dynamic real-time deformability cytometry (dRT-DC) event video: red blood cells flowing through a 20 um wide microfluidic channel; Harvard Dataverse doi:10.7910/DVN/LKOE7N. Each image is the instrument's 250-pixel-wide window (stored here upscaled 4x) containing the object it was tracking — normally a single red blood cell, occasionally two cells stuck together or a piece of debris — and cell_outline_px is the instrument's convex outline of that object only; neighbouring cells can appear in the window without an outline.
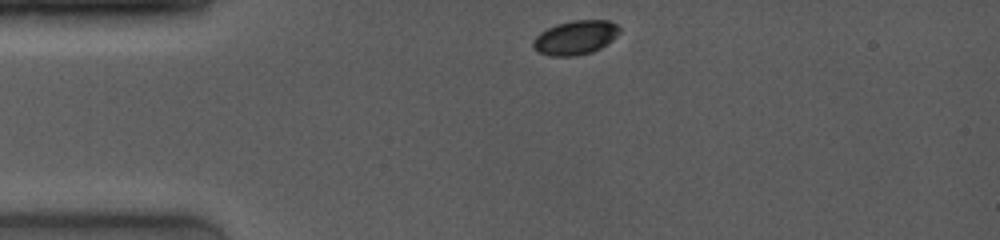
{"species": "common noctule bat (a hibernating species)", "species_latin": "Nyctalus noctula", "temperature_condition": "room temperature", "stored_images_in_passage": 8, "camera_frame_rate_fps": 4000, "um_per_image_px": 0.085, "animal": {"sex": "female", "body_mass_g": 19.0, "forearm_length_mm": 53.3}, "frame": {"image": 1, "passage_image": 1, "time_ms": 0.0, "image_size_px": [1000, 240], "cell_outline_px": [[620, 32], [612, 40], [600, 48], [592, 52], [576, 56], [548, 56], [536, 52], [532, 48], [532, 40], [540, 32], [556, 24], [572, 20], [608, 20], [616, 24], [620, 28]], "centroid_in_image_um": [48.87, 3.2], "position_along_channel_um": 36.1, "area_um2": 17.4}}
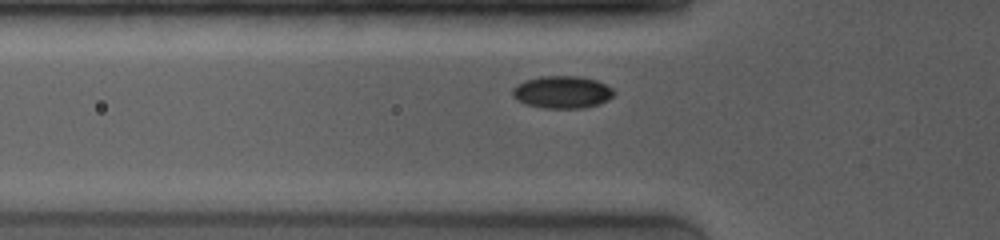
{"frame": {"image": 2, "passage_image": 7, "time_ms": 2.0, "image_size_px": [1000, 240], "cell_outline_px": [[616, 92], [608, 100], [600, 104], [584, 108], [544, 108], [524, 104], [516, 100], [512, 96], [512, 88], [516, 84], [524, 80], [540, 76], [580, 76], [596, 80], [612, 88]], "centroid_in_image_um": [47.76, 7.83], "position_along_channel_um": 78.0, "area_um2": 19.42}}